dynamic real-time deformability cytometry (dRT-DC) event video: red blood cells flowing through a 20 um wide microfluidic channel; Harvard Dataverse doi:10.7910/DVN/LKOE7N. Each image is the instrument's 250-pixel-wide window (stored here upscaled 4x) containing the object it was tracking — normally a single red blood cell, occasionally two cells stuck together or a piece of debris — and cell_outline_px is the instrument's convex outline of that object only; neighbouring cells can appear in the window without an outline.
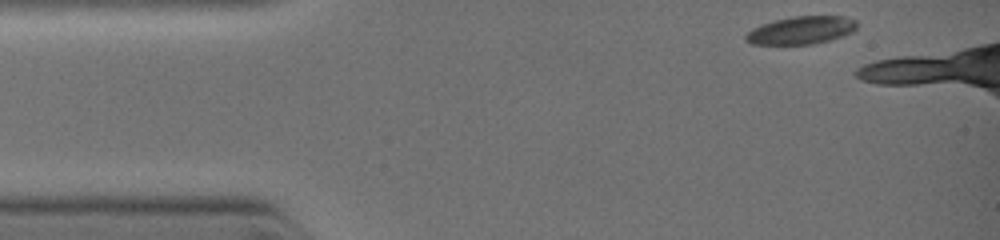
{"species": "common noctule bat (a hibernating species)", "species_latin": "Nyctalus noctula", "temperature_condition": "warm", "stored_images_in_passage": 6, "camera_frame_rate_fps": 3000, "um_per_image_px": 0.085, "animal": {"sex": "female", "body_mass_g": 19.0, "forearm_length_mm": 51.5}, "frame": {"image": 1, "passage_image": 1, "time_ms": 0.0, "image_size_px": [1000, 240], "cell_outline_px": [[856, 28], [852, 32], [844, 36], [812, 44], [752, 44], [744, 40], [744, 36], [752, 28], [776, 20], [796, 16], [840, 16], [856, 20]], "centroid_in_image_um": [68.1, 2.58], "position_along_channel_um": 16.9, "area_um2": 17.8}}